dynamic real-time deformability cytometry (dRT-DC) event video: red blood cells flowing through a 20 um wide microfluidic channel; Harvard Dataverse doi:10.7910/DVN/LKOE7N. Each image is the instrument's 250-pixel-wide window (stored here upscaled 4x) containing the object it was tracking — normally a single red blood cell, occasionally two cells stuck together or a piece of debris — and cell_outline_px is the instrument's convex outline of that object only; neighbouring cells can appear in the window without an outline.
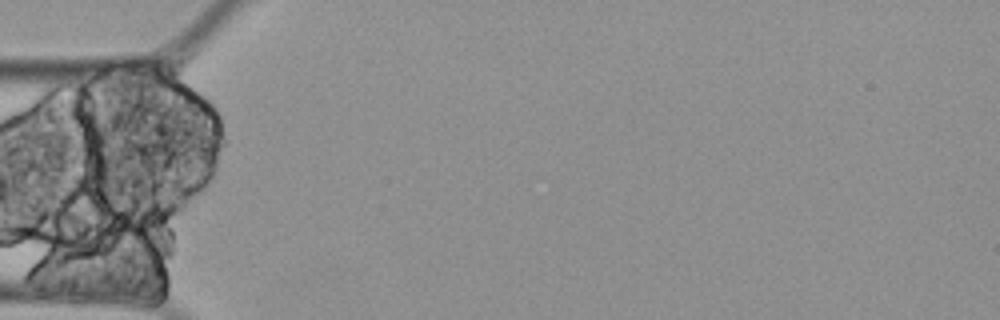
{"species": "Egyptian fruit bat (a non-hibernating species)", "species_latin": "Rousettus aegyptiacus", "temperature_condition": "cold", "stored_images_in_passage": 12, "camera_frame_rate_fps": 3000, "um_per_image_px": 0.085, "animal": {"sex": "female"}, "frame": {"image": 1, "passage_image": 1, "time_ms": 0.0, "image_size_px": [1000, 320], "cell_outline_px": [[192, 56], [180, 80], [156, 88], [140, 88], [136, 84], [128, 72], [124, 60], [188, 52], [192, 52]], "centroid_in_image_um": [13.43, 5.9], "position_along_channel_um": 71.6, "area_um2": 12.14}}
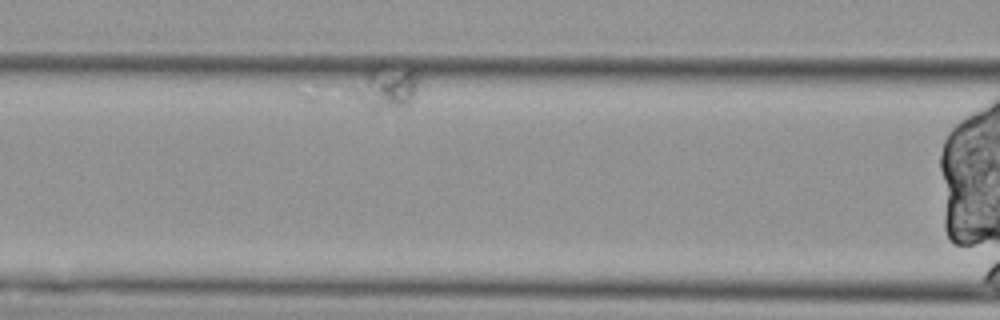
{"frame": {"image": 2, "passage_image": 9, "time_ms": 2.667, "image_size_px": [1000, 320], "cell_outline_px": [[416, 92], [412, 104], [404, 108], [372, 112], [352, 92], [352, 88], [372, 68], [412, 68], [416, 72]], "centroid_in_image_um": [32.88, 7.54], "position_along_channel_um": 133.7, "area_um2": 16.18}}
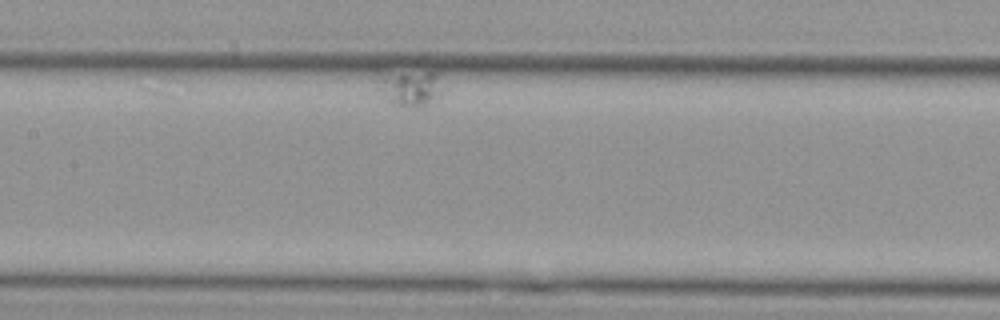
{"frame": {"image": 3, "passage_image": 12, "time_ms": 3.667, "image_size_px": [1000, 320], "cell_outline_px": [[440, 96], [424, 104], [408, 108], [392, 104], [384, 96], [376, 76], [400, 72], [436, 72]], "centroid_in_image_um": [34.81, 7.48], "position_along_channel_um": 172.6, "area_um2": 12.83}}